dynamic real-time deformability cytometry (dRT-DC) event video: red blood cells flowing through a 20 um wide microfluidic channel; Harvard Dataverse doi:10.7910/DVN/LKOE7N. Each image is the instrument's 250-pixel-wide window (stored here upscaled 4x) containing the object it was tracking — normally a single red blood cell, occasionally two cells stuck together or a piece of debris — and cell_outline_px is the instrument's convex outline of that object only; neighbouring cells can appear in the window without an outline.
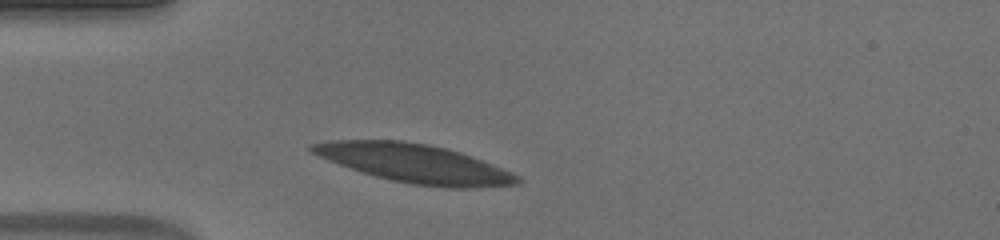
{"species": "human", "species_latin": "Homo sapiens", "temperature_condition": "warm", "stored_images_in_passage": 32, "camera_frame_rate_fps": 3000, "um_per_image_px": 0.085, "donor": {"sex": "male"}, "frame": {"image": 1, "passage_image": 1, "time_ms": 0.0, "image_size_px": [1000, 240], "cell_outline_px": [[520, 180], [516, 184], [464, 188], [444, 188], [412, 184], [392, 180], [376, 176], [340, 164], [320, 156], [312, 152], [308, 148], [312, 144], [332, 140], [404, 140], [428, 144], [460, 152], [520, 176]], "centroid_in_image_um": [35.23, 13.88], "position_along_channel_um": 49.8, "area_um2": 45.26}}
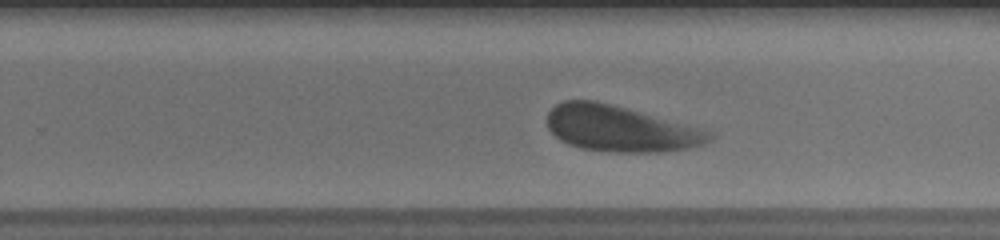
{"frame": {"image": 2, "passage_image": 20, "time_ms": 6.333, "image_size_px": [1000, 240], "cell_outline_px": [[716, 132], [712, 140], [704, 144], [688, 148], [660, 152], [608, 152], [580, 148], [568, 144], [560, 140], [548, 128], [548, 112], [556, 104], [564, 100], [596, 100]], "centroid_in_image_um": [52.74, 10.94], "position_along_channel_um": 277.1, "area_um2": 43.47}}
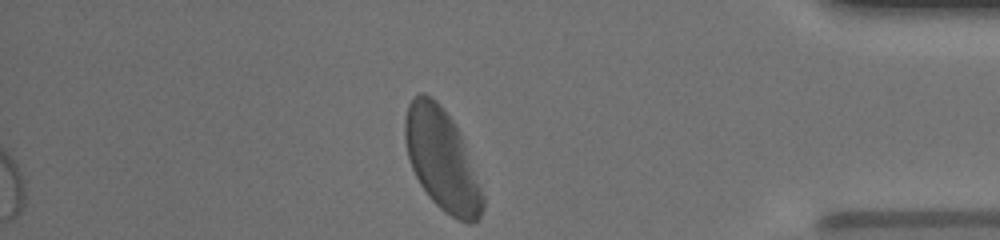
{"frame": {"image": 3, "passage_image": 32, "time_ms": 10.333, "image_size_px": [1000, 240], "cell_outline_px": [[484, 208], [480, 216], [472, 224], [468, 224], [452, 216], [440, 208], [432, 200], [420, 184], [412, 168], [408, 156], [404, 140], [404, 120], [408, 104], [420, 92], [424, 92], [432, 96], [440, 104], [452, 120], [460, 136], [480, 188], [484, 200]], "centroid_in_image_um": [37.52, 13.56], "position_along_channel_um": 397.7, "area_um2": 44.97}, "authors_computed_cell_mechanics": {"area_um2": 44.7083, "velocity_mm_per_s": 3.8155, "shape_relaxation_time_tau1_ms": 2.4194, "shape_relaxation_time_tau2_ms": 1.0487, "deformation_change_tau1": 0.1119, "deformation_change_tau2": 0.0716}}